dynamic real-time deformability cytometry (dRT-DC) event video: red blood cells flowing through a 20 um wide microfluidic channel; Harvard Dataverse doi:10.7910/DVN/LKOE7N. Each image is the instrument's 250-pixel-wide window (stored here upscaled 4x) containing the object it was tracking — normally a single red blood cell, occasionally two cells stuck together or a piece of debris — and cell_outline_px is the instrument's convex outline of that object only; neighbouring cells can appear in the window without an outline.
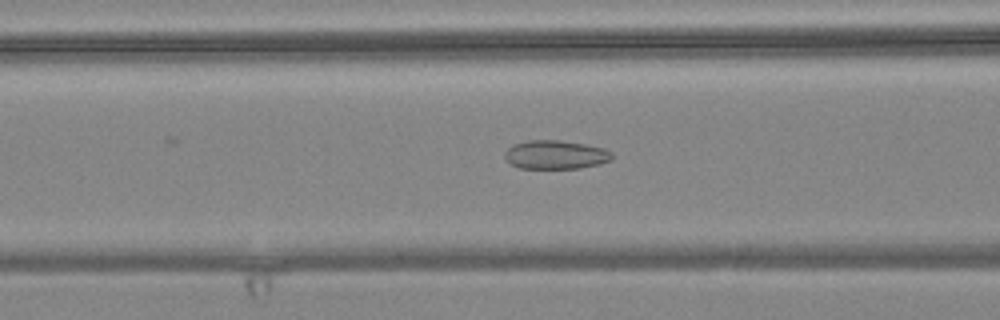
{"species": "common noctule bat (a hibernating species)", "species_latin": "Nyctalus noctula", "temperature_condition": "warm", "stored_images_in_passage": 56, "camera_frame_rate_fps": 3000, "um_per_image_px": 0.085, "animal": {"sex": "female", "body_mass_g": 24.6, "forearm_length_mm": 56.2}, "frame": {"image": 1, "passage_image": 22, "time_ms": 7.0, "image_size_px": [1000, 320], "cell_outline_px": [[612, 160], [600, 164], [580, 168], [520, 168], [512, 164], [504, 156], [504, 152], [512, 144], [528, 140], [560, 140], [584, 144], [604, 148], [612, 152]], "centroid_in_image_um": [47.23, 13.14], "position_along_channel_um": 119.4, "area_um2": 17.98}}
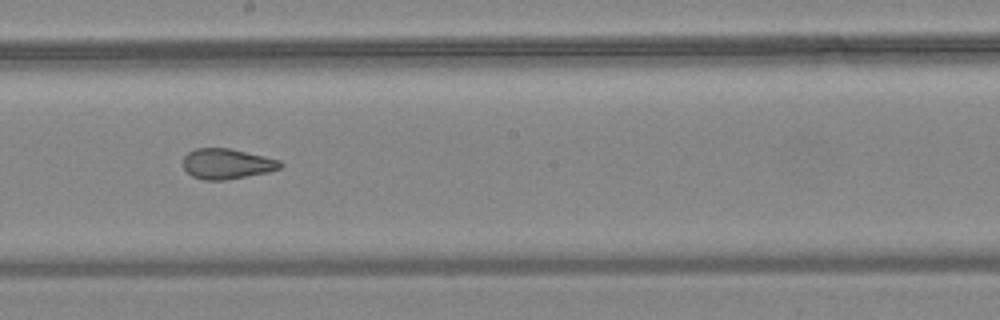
{"frame": {"image": 2, "passage_image": 31, "time_ms": 10.0, "image_size_px": [1000, 320], "cell_outline_px": [[284, 164], [280, 168], [268, 172], [224, 180], [204, 180], [192, 176], [184, 168], [184, 156], [188, 152], [196, 148], [228, 148], [264, 156], [280, 160]], "centroid_in_image_um": [19.29, 13.92], "position_along_channel_um": 228.9, "area_um2": 17.05}}
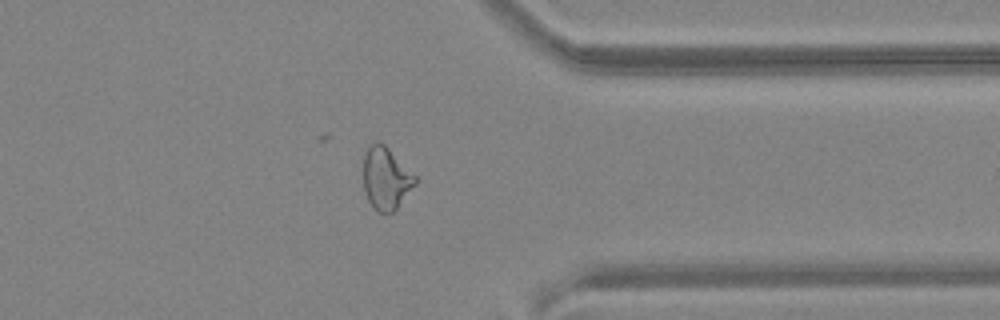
{"frame": {"image": 3, "passage_image": 44, "time_ms": 14.333, "image_size_px": [1000, 320], "cell_outline_px": [[416, 184], [396, 208], [392, 212], [376, 212], [372, 208], [368, 200], [364, 188], [364, 152], [372, 144], [384, 144], [416, 176]], "centroid_in_image_um": [32.8, 15.19], "position_along_channel_um": 378.6, "area_um2": 18.44}, "authors_computed_cell_mechanics": {"area_um2": 21.1259, "velocity_mm_per_s": 3.6478, "shape_relaxation_time_tau1_ms": null, "shape_relaxation_time_tau2_ms": 1.9051, "deformation_change_tau1": null, "deformation_change_tau2": 0.0827}}